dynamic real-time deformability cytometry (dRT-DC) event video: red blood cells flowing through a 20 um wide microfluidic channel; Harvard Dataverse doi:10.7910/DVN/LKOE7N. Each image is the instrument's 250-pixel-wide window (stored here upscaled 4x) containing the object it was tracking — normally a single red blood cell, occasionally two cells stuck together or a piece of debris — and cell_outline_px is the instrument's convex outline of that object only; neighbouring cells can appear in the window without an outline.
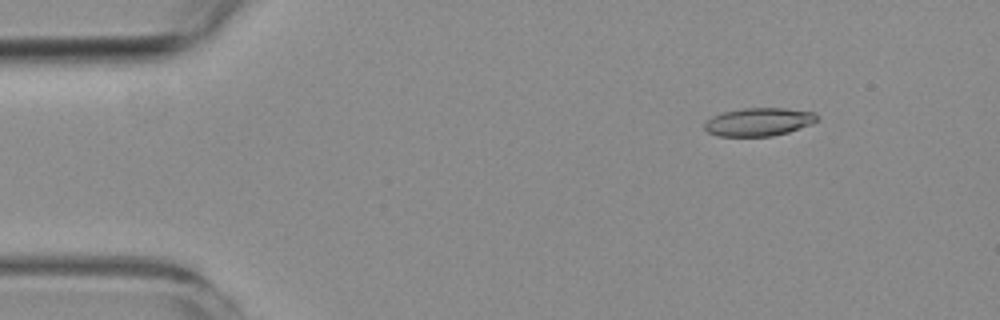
{"species": "common noctule bat (a hibernating species)", "species_latin": "Nyctalus noctula", "temperature_condition": "room temperature", "stored_images_in_passage": 5, "camera_frame_rate_fps": 3000, "um_per_image_px": 0.085, "animal": {"sex": "female", "body_mass_g": 19.3, "forearm_length_mm": 54.1}, "frame": {"image": 1, "passage_image": 2, "time_ms": 2.0, "image_size_px": [1000, 320], "cell_outline_px": [[820, 120], [812, 124], [788, 132], [772, 136], [720, 136], [708, 132], [704, 128], [704, 120], [712, 116], [724, 112], [744, 108], [784, 108], [816, 112], [820, 116]], "centroid_in_image_um": [64.53, 10.35], "position_along_channel_um": 20.5, "area_um2": 18.67}}